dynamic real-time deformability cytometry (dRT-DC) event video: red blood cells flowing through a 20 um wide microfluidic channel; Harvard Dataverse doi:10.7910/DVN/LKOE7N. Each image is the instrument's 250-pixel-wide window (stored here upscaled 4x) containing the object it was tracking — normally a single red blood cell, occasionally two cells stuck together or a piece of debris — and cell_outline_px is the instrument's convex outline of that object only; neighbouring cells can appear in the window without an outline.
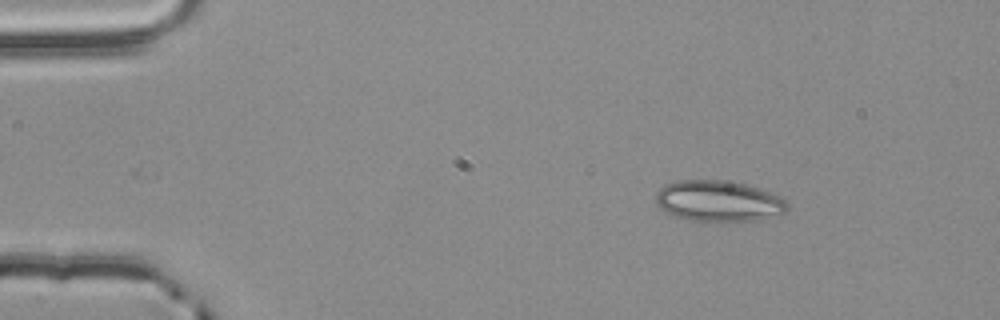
{"species": "common noctule bat (a hibernating species)", "species_latin": "Nyctalus noctula", "temperature_condition": "room temperature", "stored_images_in_passage": 46, "camera_frame_rate_fps": 3000, "um_per_image_px": 0.085, "animal": {"sex": "male", "body_mass_g": 20.4}, "frame": {"image": 1, "passage_image": 8, "time_ms": 2.333, "image_size_px": [1000, 320], "cell_outline_px": [[788, 208], [784, 212], [760, 220], [692, 220], [672, 216], [660, 208], [656, 204], [656, 192], [664, 184], [676, 180], [720, 180], [744, 184], [768, 192], [784, 200], [788, 204]], "centroid_in_image_um": [61.0, 17.08], "position_along_channel_um": 24.0, "area_um2": 30.92}}
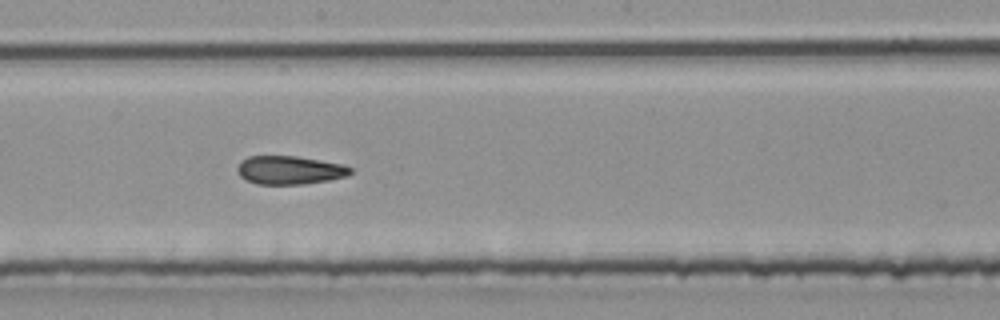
{"frame": {"image": 2, "passage_image": 30, "time_ms": 9.667, "image_size_px": [1000, 320], "cell_outline_px": [[352, 172], [348, 176], [328, 180], [304, 184], [256, 184], [240, 176], [236, 168], [240, 160], [248, 156], [296, 156], [344, 164], [352, 168]], "centroid_in_image_um": [24.62, 14.45], "position_along_channel_um": 223.6, "area_um2": 18.84}}
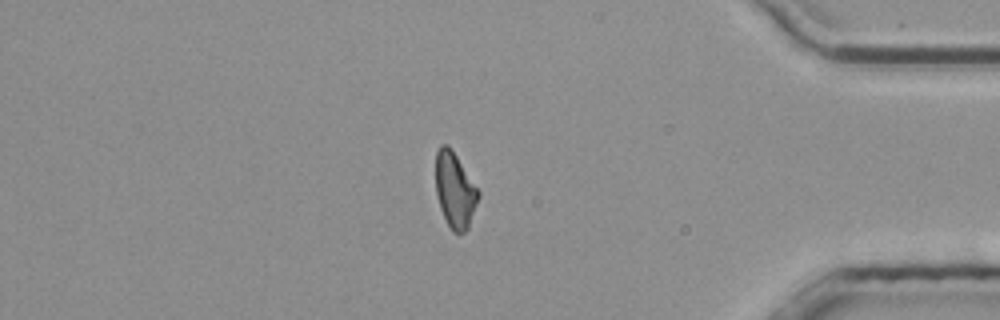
{"frame": {"image": 3, "passage_image": 46, "time_ms": 15.0, "image_size_px": [1000, 320], "cell_outline_px": [[480, 196], [468, 228], [464, 232], [452, 232], [440, 208], [436, 192], [436, 152], [440, 144], [448, 144], [452, 148], [480, 192]], "centroid_in_image_um": [38.67, 16.13], "position_along_channel_um": 396.5, "area_um2": 18.79}, "authors_computed_cell_mechanics": {"area_um2": 19.9988, "velocity_mm_per_s": 3.8641, "shape_relaxation_time_tau1_ms": 9.9961, "shape_relaxation_time_tau2_ms": 2.7317, "deformation_change_tau1": 0.2139, "deformation_change_tau2": 0.1086}}